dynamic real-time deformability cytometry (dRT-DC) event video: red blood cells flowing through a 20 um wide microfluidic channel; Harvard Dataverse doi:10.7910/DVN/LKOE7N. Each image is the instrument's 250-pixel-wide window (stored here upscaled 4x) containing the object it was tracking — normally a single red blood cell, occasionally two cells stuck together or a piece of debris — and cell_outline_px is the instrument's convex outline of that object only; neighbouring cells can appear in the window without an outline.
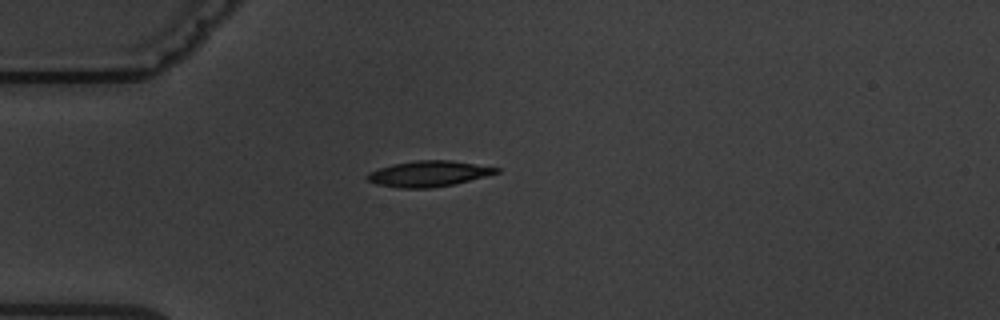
{"species": "common noctule bat (a hibernating species)", "species_latin": "Nyctalus noctula", "temperature_condition": "warm", "stored_images_in_passage": 3, "camera_frame_rate_fps": 3000, "um_per_image_px": 0.085, "animal": {"sex": "male", "body_mass_g": 19.5, "forearm_length_mm": 54.6}, "frame": {"image": 1, "passage_image": 3, "time_ms": 4.333, "image_size_px": [1000, 320], "cell_outline_px": [[500, 172], [452, 184], [432, 188], [400, 188], [376, 184], [368, 180], [364, 176], [368, 172], [392, 164], [416, 160], [452, 160], [500, 168]], "centroid_in_image_um": [36.39, 14.76], "position_along_channel_um": 48.6, "area_um2": 19.25}}